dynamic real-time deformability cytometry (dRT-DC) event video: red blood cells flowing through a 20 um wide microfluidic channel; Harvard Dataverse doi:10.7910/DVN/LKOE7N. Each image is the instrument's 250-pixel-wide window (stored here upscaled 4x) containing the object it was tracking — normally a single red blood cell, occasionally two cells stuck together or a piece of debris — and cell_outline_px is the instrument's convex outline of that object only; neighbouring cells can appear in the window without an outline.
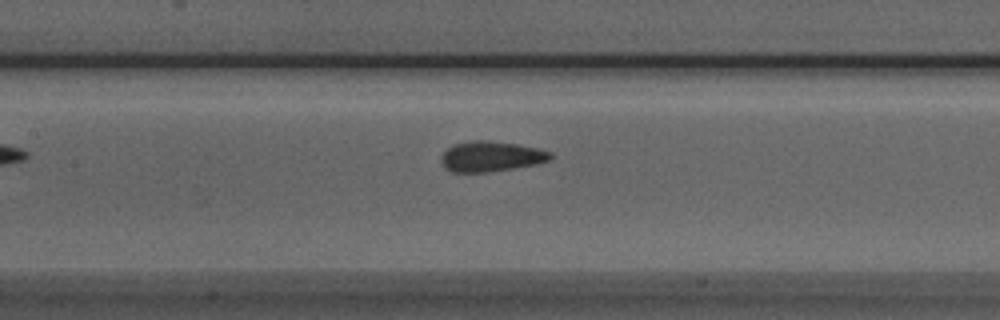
{"species": "Egyptian fruit bat (a non-hibernating species)", "species_latin": "Rousettus aegyptiacus", "temperature_condition": "room temperature", "stored_images_in_passage": 27, "camera_frame_rate_fps": 3000, "um_per_image_px": 0.085, "animal": {"sex": "male"}, "frame": {"image": 1, "passage_image": 9, "time_ms": 2.667, "image_size_px": [1000, 320], "cell_outline_px": [[552, 156], [548, 160], [536, 164], [512, 168], [484, 172], [452, 172], [444, 168], [440, 160], [440, 156], [452, 144], [472, 140], [488, 140], [516, 144], [536, 148], [552, 152]], "centroid_in_image_um": [41.68, 13.29], "position_along_channel_um": 165.7, "area_um2": 19.25}}
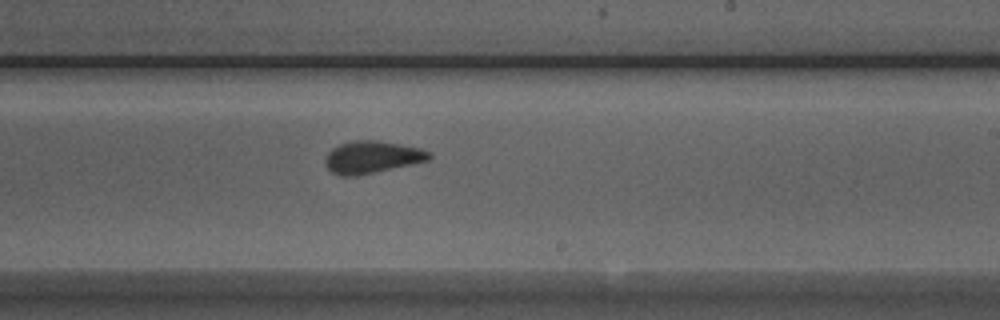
{"frame": {"image": 2, "passage_image": 16, "time_ms": 5.0, "image_size_px": [1000, 320], "cell_outline_px": [[432, 156], [428, 160], [412, 164], [376, 172], [356, 176], [340, 176], [332, 172], [324, 164], [324, 160], [328, 152], [332, 148], [340, 144], [356, 140], [376, 140], [400, 144], [420, 148], [432, 152]], "centroid_in_image_um": [31.61, 13.36], "position_along_channel_um": 257.4, "area_um2": 19.59}}
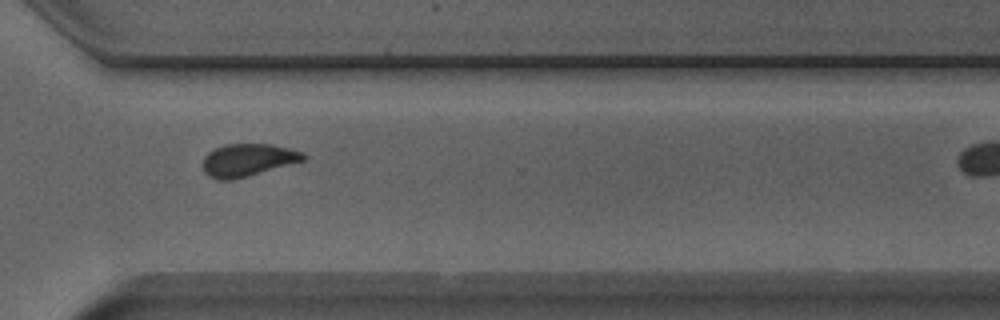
{"frame": {"image": 3, "passage_image": 23, "time_ms": 7.333, "image_size_px": [1000, 320], "cell_outline_px": [[308, 156], [304, 160], [248, 176], [232, 180], [216, 180], [208, 176], [204, 172], [204, 156], [208, 152], [224, 144], [272, 144], [288, 148], [300, 152]], "centroid_in_image_um": [21.03, 13.6], "position_along_channel_um": 349.6, "area_um2": 18.96}}